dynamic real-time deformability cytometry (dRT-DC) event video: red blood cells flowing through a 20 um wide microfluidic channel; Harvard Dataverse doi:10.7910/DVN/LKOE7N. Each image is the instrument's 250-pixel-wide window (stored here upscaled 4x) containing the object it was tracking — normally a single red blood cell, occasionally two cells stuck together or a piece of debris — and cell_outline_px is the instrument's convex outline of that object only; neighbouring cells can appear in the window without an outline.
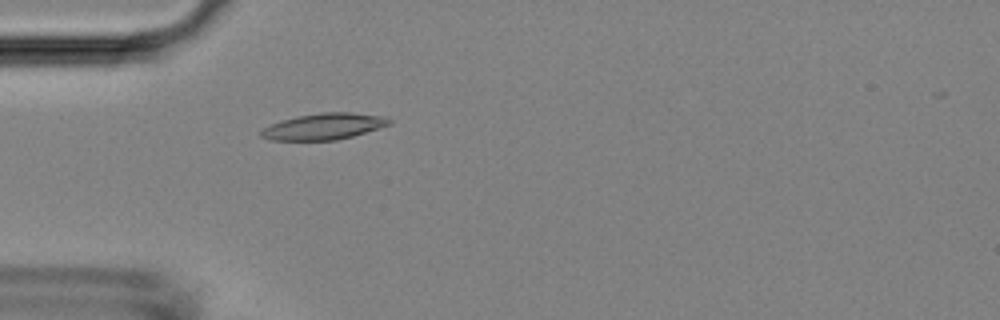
{"species": "Egyptian fruit bat (a non-hibernating species)", "species_latin": "Rousettus aegyptiacus", "temperature_condition": "room temperature", "stored_images_in_passage": 5, "camera_frame_rate_fps": 3000, "um_per_image_px": 0.085, "animal": {"sex": "female"}, "frame": {"image": 1, "passage_image": 5, "time_ms": 4.667, "image_size_px": [1000, 320], "cell_outline_px": [[392, 124], [352, 136], [336, 140], [268, 140], [260, 136], [260, 132], [264, 128], [280, 120], [296, 116], [320, 112], [352, 112], [388, 116], [392, 120]], "centroid_in_image_um": [27.56, 10.73], "position_along_channel_um": 57.4, "area_um2": 19.83}}